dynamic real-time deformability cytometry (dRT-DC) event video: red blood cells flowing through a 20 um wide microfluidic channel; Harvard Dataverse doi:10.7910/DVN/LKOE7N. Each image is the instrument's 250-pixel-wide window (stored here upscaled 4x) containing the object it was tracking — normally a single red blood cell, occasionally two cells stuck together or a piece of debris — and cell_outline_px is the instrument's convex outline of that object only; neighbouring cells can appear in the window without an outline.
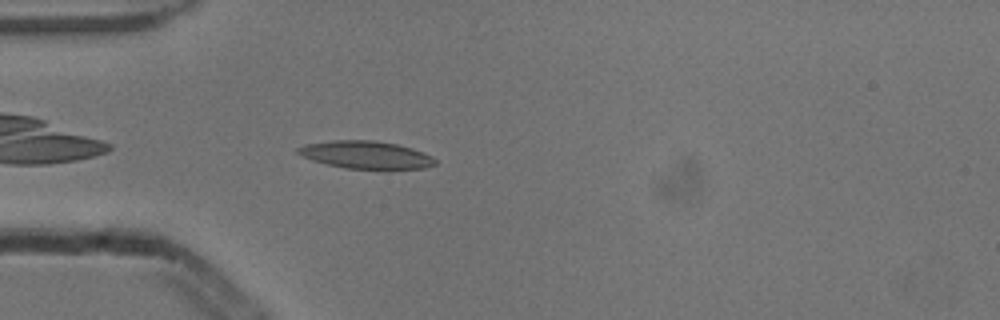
{"species": "common noctule bat (a hibernating species)", "species_latin": "Nyctalus noctula", "temperature_condition": "cold", "stored_images_in_passage": 3, "camera_frame_rate_fps": 3000, "um_per_image_px": 0.085, "animal": {"sex": "male", "body_mass_g": 13.3}, "frame": {"image": 1, "passage_image": 3, "time_ms": 0.667, "image_size_px": [1000, 320], "cell_outline_px": [[436, 164], [424, 168], [344, 168], [312, 160], [300, 156], [296, 152], [296, 148], [304, 144], [332, 140], [372, 140], [396, 144], [412, 148], [432, 156], [436, 160]], "centroid_in_image_um": [31.05, 13.14], "position_along_channel_um": 54.0, "area_um2": 21.91}}